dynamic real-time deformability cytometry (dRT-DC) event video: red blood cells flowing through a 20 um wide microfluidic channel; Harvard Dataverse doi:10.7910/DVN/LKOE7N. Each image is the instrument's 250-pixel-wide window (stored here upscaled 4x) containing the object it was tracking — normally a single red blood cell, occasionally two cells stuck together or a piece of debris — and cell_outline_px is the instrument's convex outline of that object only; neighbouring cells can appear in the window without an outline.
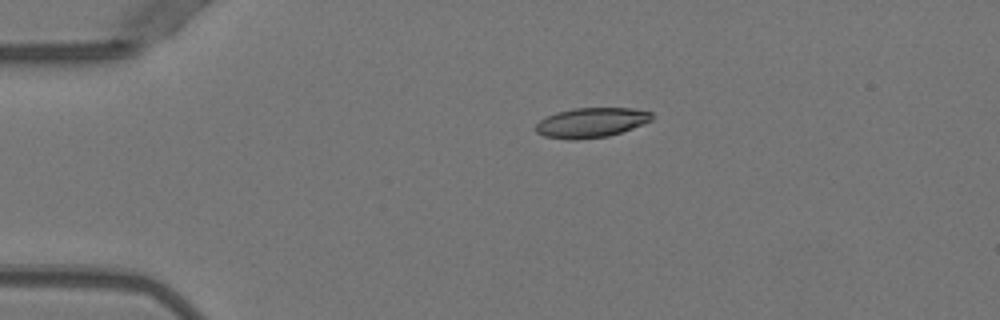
{"species": "Egyptian fruit bat (a non-hibernating species)", "species_latin": "Rousettus aegyptiacus", "temperature_condition": "warm", "stored_images_in_passage": 33, "camera_frame_rate_fps": 3000, "um_per_image_px": 0.085, "animal": {"sex": "female"}, "frame": {"image": 1, "passage_image": 1, "time_ms": 0.0, "image_size_px": [1000, 320], "cell_outline_px": [[652, 120], [632, 128], [608, 136], [576, 140], [568, 140], [544, 136], [536, 132], [536, 124], [540, 120], [556, 112], [572, 108], [632, 108], [652, 112]], "centroid_in_image_um": [50.23, 10.42], "position_along_channel_um": 34.8, "area_um2": 20.11}}
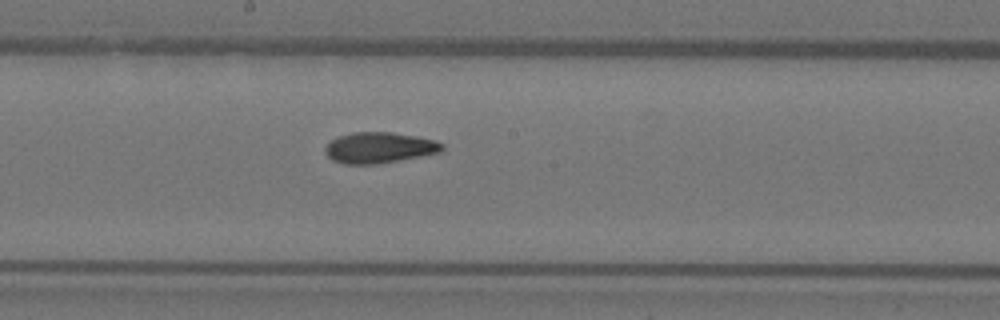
{"frame": {"image": 2, "passage_image": 18, "time_ms": 5.667, "image_size_px": [1000, 320], "cell_outline_px": [[444, 148], [440, 152], [420, 156], [376, 164], [344, 164], [332, 160], [324, 152], [324, 148], [332, 140], [340, 136], [352, 132], [392, 132], [416, 136], [436, 140], [444, 144]], "centroid_in_image_um": [32.24, 12.55], "position_along_channel_um": 216.0, "area_um2": 20.98}}
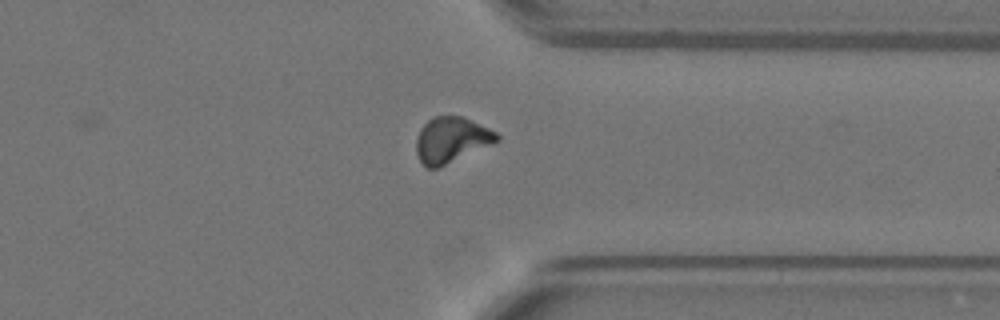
{"frame": {"image": 3, "passage_image": 30, "time_ms": 9.667, "image_size_px": [1000, 320], "cell_outline_px": [[500, 140], [492, 144], [436, 168], [428, 168], [420, 160], [416, 152], [416, 140], [420, 128], [428, 120], [436, 116], [464, 116], [496, 132], [500, 136]], "centroid_in_image_um": [38.36, 11.87], "position_along_channel_um": 373.0, "area_um2": 21.15}, "authors_computed_cell_mechanics": {"area_um2": 20.6924, "velocity_mm_per_s": 3.9832, "shape_relaxation_time_tau1_ms": null, "shape_relaxation_time_tau2_ms": 2.4754, "deformation_change_tau1": null, "deformation_change_tau2": 0.0897}}